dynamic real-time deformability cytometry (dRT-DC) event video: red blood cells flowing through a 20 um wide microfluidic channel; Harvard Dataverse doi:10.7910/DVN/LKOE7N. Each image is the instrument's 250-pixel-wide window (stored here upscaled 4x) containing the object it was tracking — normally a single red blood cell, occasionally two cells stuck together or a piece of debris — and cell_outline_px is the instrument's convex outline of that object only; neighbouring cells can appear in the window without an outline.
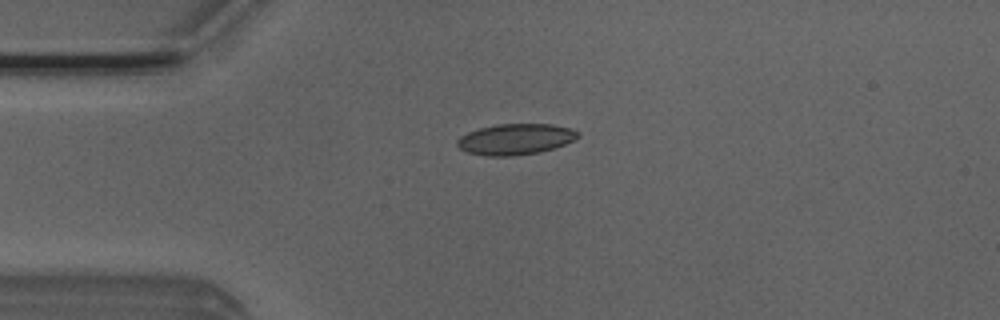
{"species": "Egyptian fruit bat (a non-hibernating species)", "species_latin": "Rousettus aegyptiacus", "temperature_condition": "room temperature", "stored_images_in_passage": 5, "camera_frame_rate_fps": 3000, "um_per_image_px": 0.085, "animal": {"sex": "male"}, "frame": {"image": 1, "passage_image": 3, "time_ms": 0.667, "image_size_px": [1000, 320], "cell_outline_px": [[580, 136], [564, 144], [540, 152], [512, 156], [488, 156], [468, 152], [460, 148], [456, 144], [456, 140], [460, 136], [468, 132], [480, 128], [496, 124], [552, 124], [572, 128], [580, 132]], "centroid_in_image_um": [43.82, 11.82], "position_along_channel_um": 41.2, "area_um2": 21.73}}